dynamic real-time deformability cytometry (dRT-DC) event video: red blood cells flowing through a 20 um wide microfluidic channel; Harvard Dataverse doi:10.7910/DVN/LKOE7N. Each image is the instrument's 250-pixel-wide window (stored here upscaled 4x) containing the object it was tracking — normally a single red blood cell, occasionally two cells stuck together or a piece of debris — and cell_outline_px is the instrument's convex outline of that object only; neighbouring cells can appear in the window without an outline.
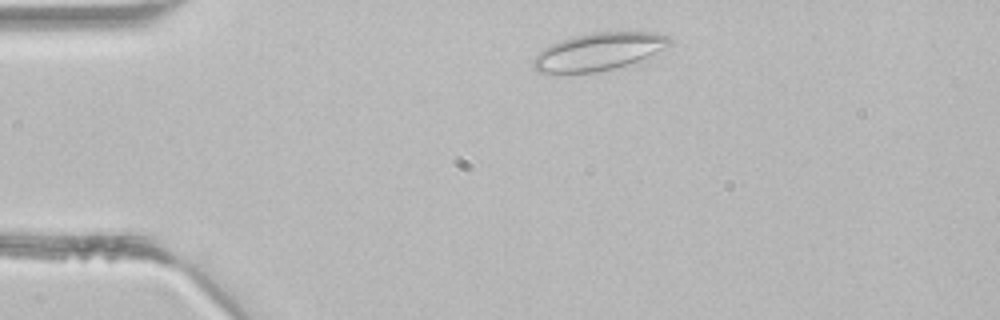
{"species": "common noctule bat (a hibernating species)", "species_latin": "Nyctalus noctula", "temperature_condition": "room temperature", "stored_images_in_passage": 1, "camera_frame_rate_fps": 3000, "um_per_image_px": 0.085, "animal": {"sex": "male", "body_mass_g": 21.5, "forearm_length_mm": 52.0}, "frame": {"image": 1, "passage_image": 1, "time_ms": 0.0, "image_size_px": [1000, 320], "cell_outline_px": [[672, 44], [640, 60], [628, 64], [596, 72], [536, 72], [532, 68], [532, 60], [544, 48], [560, 40], [572, 36], [592, 32], [652, 32], [668, 36], [672, 40]], "centroid_in_image_um": [50.87, 4.37], "position_along_channel_um": 34.1, "area_um2": 29.48}}